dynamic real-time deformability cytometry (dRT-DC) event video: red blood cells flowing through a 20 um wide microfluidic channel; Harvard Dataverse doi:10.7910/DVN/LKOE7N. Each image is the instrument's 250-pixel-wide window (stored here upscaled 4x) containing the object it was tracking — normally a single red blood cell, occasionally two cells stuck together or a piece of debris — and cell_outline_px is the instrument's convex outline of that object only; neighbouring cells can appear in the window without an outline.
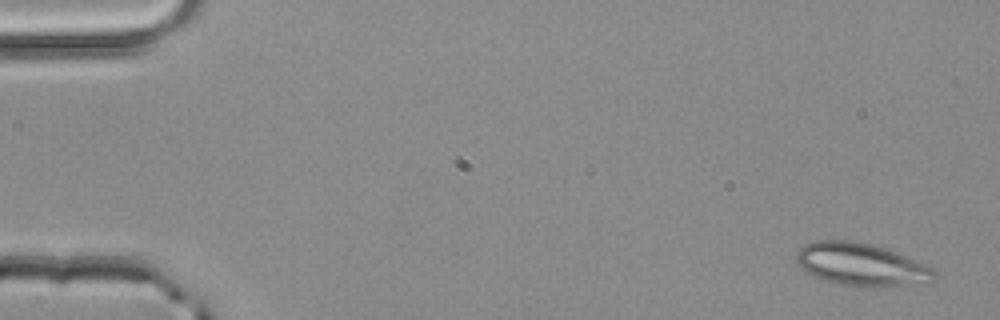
{"species": "common noctule bat (a hibernating species)", "species_latin": "Nyctalus noctula", "temperature_condition": "room temperature", "stored_images_in_passage": 4, "segment_of_instrument_passage": [2, 2], "camera_frame_rate_fps": 3000, "um_per_image_px": 0.085, "animal": {"sex": "male", "body_mass_g": 20.4}, "frame": {"image": 1, "passage_image": 4, "time_ms": 1.0, "image_size_px": [1000, 320], "cell_outline_px": [[940, 276], [932, 284], [836, 284], [812, 276], [800, 268], [796, 260], [796, 252], [804, 244], [816, 240], [848, 240], [868, 244], [884, 248], [924, 264], [932, 268]], "centroid_in_image_um": [73.18, 22.46], "position_along_channel_um": 11.8, "area_um2": 33.64}}